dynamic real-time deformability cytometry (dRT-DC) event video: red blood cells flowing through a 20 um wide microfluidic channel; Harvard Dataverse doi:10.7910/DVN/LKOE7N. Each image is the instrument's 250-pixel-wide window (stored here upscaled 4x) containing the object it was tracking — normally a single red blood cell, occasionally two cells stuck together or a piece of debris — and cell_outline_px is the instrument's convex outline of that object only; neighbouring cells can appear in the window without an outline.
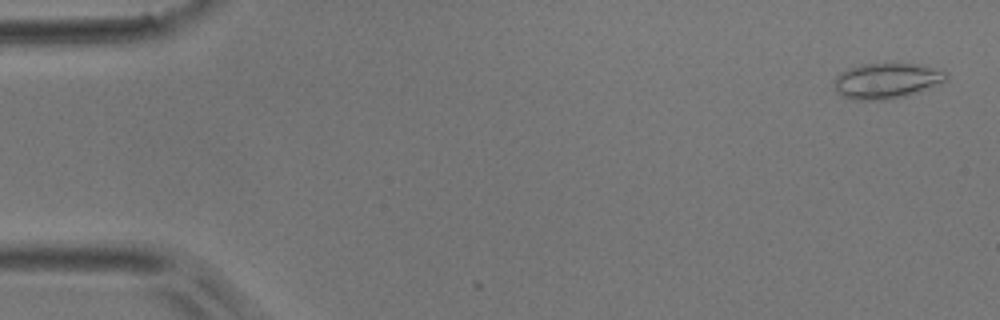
{"species": "common noctule bat (a hibernating species)", "species_latin": "Nyctalus noctula", "temperature_condition": "room temperature", "stored_images_in_passage": 6, "camera_frame_rate_fps": 3000, "um_per_image_px": 0.085, "animal": {"sex": "male", "body_mass_g": 17.9}, "frame": {"image": 1, "passage_image": 2, "time_ms": 0.333, "image_size_px": [1000, 320], "cell_outline_px": [[948, 80], [904, 96], [884, 100], [856, 100], [844, 96], [836, 92], [832, 80], [840, 72], [848, 68], [860, 64], [916, 64], [948, 72]], "centroid_in_image_um": [75.3, 6.86], "position_along_channel_um": 9.7, "area_um2": 23.0}}